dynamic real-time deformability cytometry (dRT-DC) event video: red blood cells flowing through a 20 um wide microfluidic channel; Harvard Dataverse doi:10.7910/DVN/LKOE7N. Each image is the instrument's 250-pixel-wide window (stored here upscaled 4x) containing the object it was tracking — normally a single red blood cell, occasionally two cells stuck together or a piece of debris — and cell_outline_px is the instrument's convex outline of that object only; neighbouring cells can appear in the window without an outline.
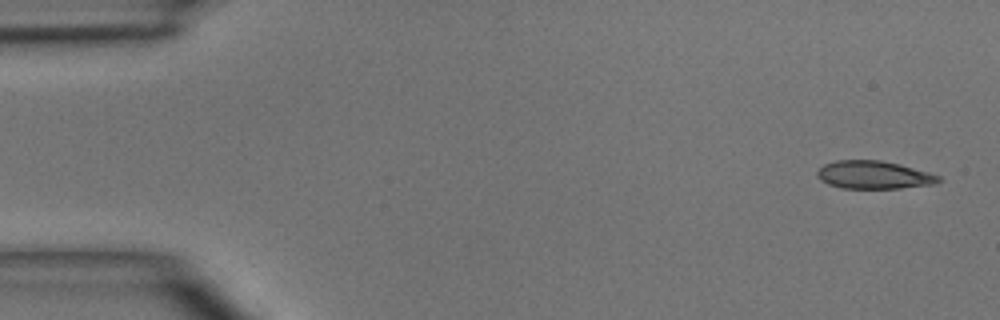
{"species": "common noctule bat (a hibernating species)", "species_latin": "Nyctalus noctula", "temperature_condition": "room temperature", "stored_images_in_passage": 5, "camera_frame_rate_fps": 3000, "um_per_image_px": 0.085, "animal": {"sex": "male", "body_mass_g": 15.6}, "frame": {"image": 1, "passage_image": 1, "time_ms": 0.0, "image_size_px": [1000, 320], "cell_outline_px": [[944, 180], [936, 184], [900, 188], [840, 188], [828, 184], [820, 180], [816, 176], [816, 172], [824, 164], [836, 160], [880, 160], [900, 164], [928, 172], [940, 176]], "centroid_in_image_um": [74.28, 14.87], "position_along_channel_um": 10.7, "area_um2": 19.94}}